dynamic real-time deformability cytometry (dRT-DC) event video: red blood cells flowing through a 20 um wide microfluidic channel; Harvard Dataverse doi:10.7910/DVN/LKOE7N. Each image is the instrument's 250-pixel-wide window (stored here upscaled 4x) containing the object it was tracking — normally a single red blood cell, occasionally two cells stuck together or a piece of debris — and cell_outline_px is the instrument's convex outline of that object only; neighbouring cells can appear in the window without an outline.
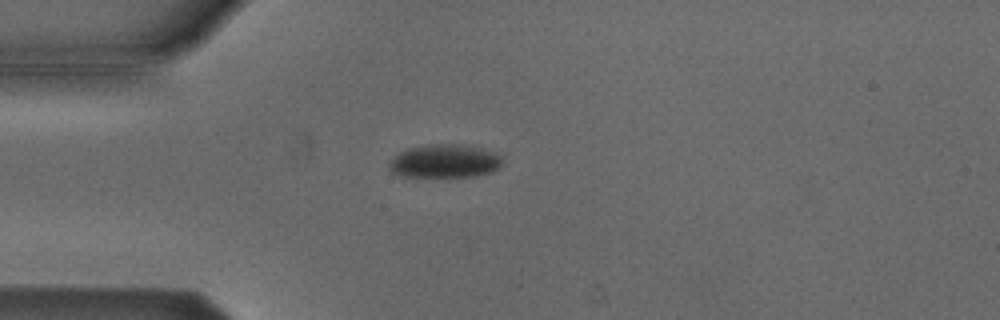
{"species": "Egyptian fruit bat (a non-hibernating species)", "species_latin": "Rousettus aegyptiacus", "temperature_condition": "cold", "stored_images_in_passage": 36, "camera_frame_rate_fps": 3000, "um_per_image_px": 0.085, "animal": {"sex": "male"}, "frame": {"image": 1, "passage_image": 2, "time_ms": 0.333, "image_size_px": [1000, 320], "cell_outline_px": [[504, 164], [500, 168], [492, 172], [476, 176], [404, 176], [392, 172], [388, 168], [388, 164], [400, 152], [408, 148], [428, 144], [460, 144], [480, 148], [496, 152], [504, 156]], "centroid_in_image_um": [37.89, 13.69], "position_along_channel_um": 47.1, "area_um2": 22.2}}
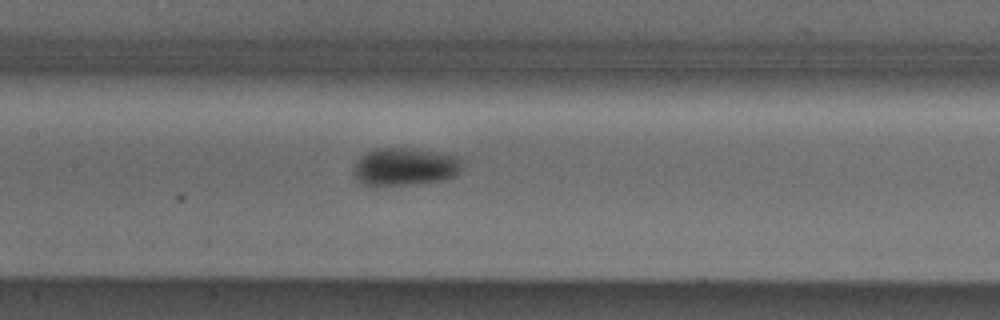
{"frame": {"image": 2, "passage_image": 13, "time_ms": 4.0, "image_size_px": [1000, 320], "cell_outline_px": [[464, 160], [460, 168], [452, 176], [444, 180], [412, 184], [364, 184], [356, 180], [352, 176], [352, 168], [356, 160], [364, 152], [372, 148], [412, 148], [460, 156]], "centroid_in_image_um": [34.37, 14.14], "position_along_channel_um": 173.0, "area_um2": 24.04}}
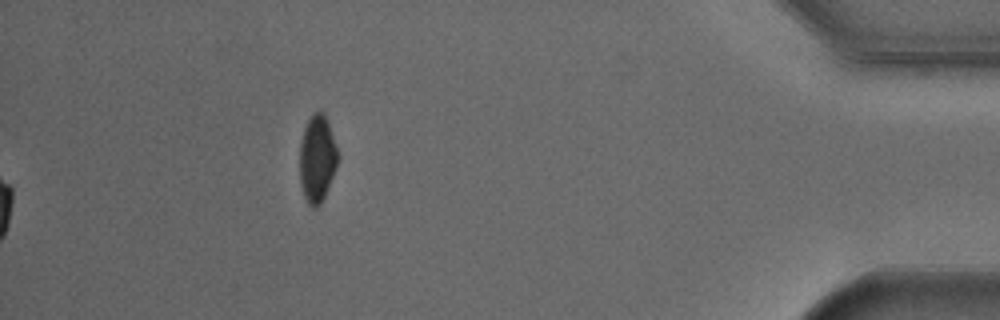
{"frame": {"image": 3, "passage_image": 36, "time_ms": 11.667, "image_size_px": [1000, 320], "cell_outline_px": [[340, 156], [336, 168], [324, 196], [320, 204], [316, 208], [312, 208], [308, 204], [304, 196], [300, 184], [300, 144], [304, 128], [312, 112], [324, 112], [328, 120]], "centroid_in_image_um": [26.97, 13.47], "position_along_channel_um": 408.2, "area_um2": 19.54}, "authors_computed_cell_mechanics": {"area_um2": 23.0911, "velocity_mm_per_s": 3.8193, "shape_relaxation_time_tau1_ms": 2.3837, "shape_relaxation_time_tau2_ms": null, "deformation_change_tau1": 0.0707, "deformation_change_tau2": null}}